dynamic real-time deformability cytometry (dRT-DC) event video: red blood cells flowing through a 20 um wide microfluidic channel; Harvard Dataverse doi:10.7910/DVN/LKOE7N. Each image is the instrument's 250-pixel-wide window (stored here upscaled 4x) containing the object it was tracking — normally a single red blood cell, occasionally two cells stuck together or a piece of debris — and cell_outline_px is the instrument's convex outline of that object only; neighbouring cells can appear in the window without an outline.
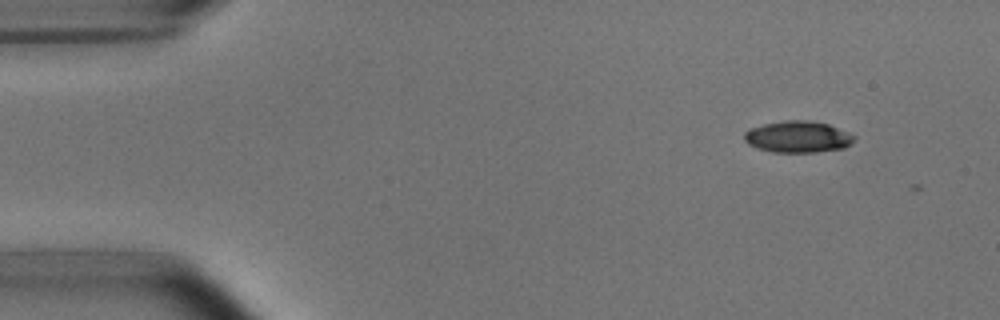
{"species": "common noctule bat (a hibernating species)", "species_latin": "Nyctalus noctula", "temperature_condition": "room temperature", "stored_images_in_passage": 3, "camera_frame_rate_fps": 3000, "um_per_image_px": 0.085, "animal": {"sex": "male", "body_mass_g": 15.6}, "frame": {"image": 1, "passage_image": 1, "time_ms": 0.0, "image_size_px": [1000, 320], "cell_outline_px": [[856, 136], [844, 148], [816, 152], [772, 152], [748, 144], [744, 140], [744, 132], [752, 128], [764, 124], [784, 120], [808, 120], [828, 124], [848, 132]], "centroid_in_image_um": [67.81, 11.62], "position_along_channel_um": 17.2, "area_um2": 20.0}}